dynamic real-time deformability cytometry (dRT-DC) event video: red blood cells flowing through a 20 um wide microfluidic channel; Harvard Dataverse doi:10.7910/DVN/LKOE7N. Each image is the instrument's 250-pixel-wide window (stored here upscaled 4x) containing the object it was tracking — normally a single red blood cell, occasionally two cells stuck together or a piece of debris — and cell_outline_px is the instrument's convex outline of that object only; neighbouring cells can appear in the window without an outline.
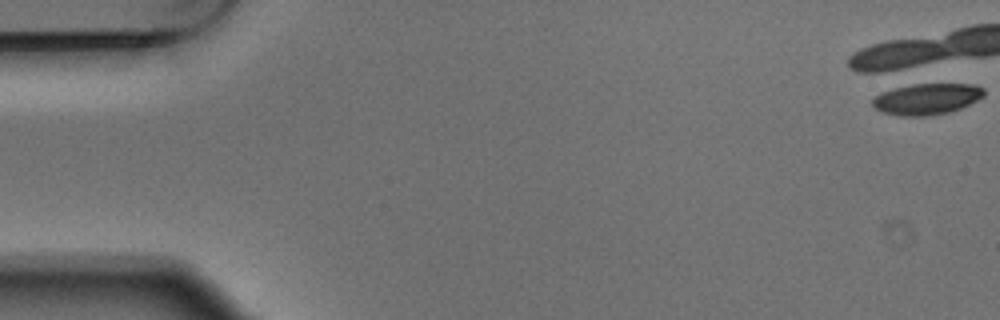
{"species": "Egyptian fruit bat (a non-hibernating species)", "species_latin": "Rousettus aegyptiacus", "temperature_condition": "warm", "stored_images_in_passage": 6, "camera_frame_rate_fps": 3000, "um_per_image_px": 0.085, "animal": {"sex": "male"}, "frame": {"image": 1, "passage_image": 1, "time_ms": 0.0, "image_size_px": [1000, 320], "cell_outline_px": [[984, 96], [960, 108], [948, 112], [928, 116], [900, 116], [880, 112], [872, 104], [872, 100], [880, 92], [900, 84], [920, 80], [976, 84], [984, 88]], "centroid_in_image_um": [78.75, 8.33], "position_along_channel_um": 6.3, "area_um2": 21.62}}
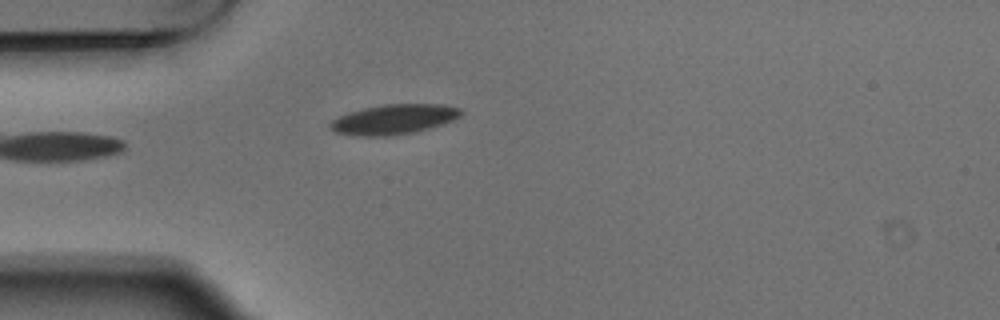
{"frame": {"image": 2, "passage_image": 5, "time_ms": 1.333, "image_size_px": [1000, 320], "cell_outline_px": [[464, 112], [460, 116], [452, 120], [416, 132], [388, 136], [360, 136], [336, 132], [328, 128], [328, 124], [332, 120], [348, 112], [380, 104], [444, 104], [460, 108]], "centroid_in_image_um": [33.46, 10.13], "position_along_channel_um": 51.5, "area_um2": 22.83}}